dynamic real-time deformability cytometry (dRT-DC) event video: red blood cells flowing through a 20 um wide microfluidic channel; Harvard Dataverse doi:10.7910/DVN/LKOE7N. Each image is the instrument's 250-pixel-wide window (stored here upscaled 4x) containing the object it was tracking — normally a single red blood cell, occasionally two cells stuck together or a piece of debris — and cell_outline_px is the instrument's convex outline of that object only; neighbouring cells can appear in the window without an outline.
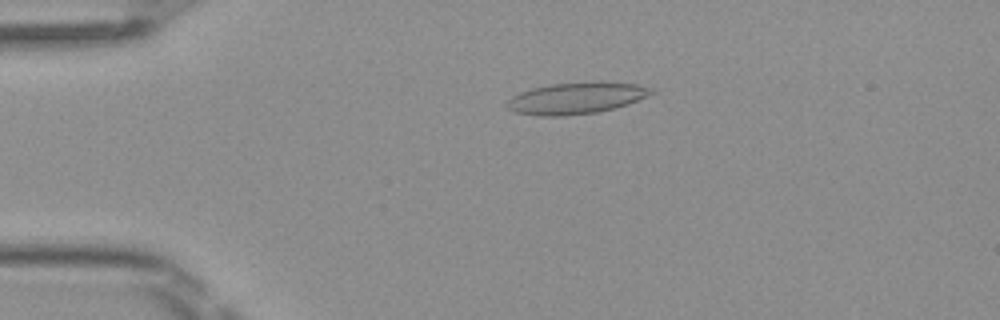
{"species": "Egyptian fruit bat (a non-hibernating species)", "species_latin": "Rousettus aegyptiacus", "temperature_condition": "room temperature", "stored_images_in_passage": 50, "camera_frame_rate_fps": 3000, "um_per_image_px": 0.085, "frame": {"image": 1, "passage_image": 11, "time_ms": 3.333, "image_size_px": [1000, 320], "cell_outline_px": [[656, 92], [628, 104], [596, 112], [560, 116], [536, 116], [516, 112], [508, 108], [504, 104], [512, 96], [520, 92], [532, 88], [552, 84], [636, 84], [652, 88]], "centroid_in_image_um": [48.9, 8.38], "position_along_channel_um": 36.1, "area_um2": 25.49}}
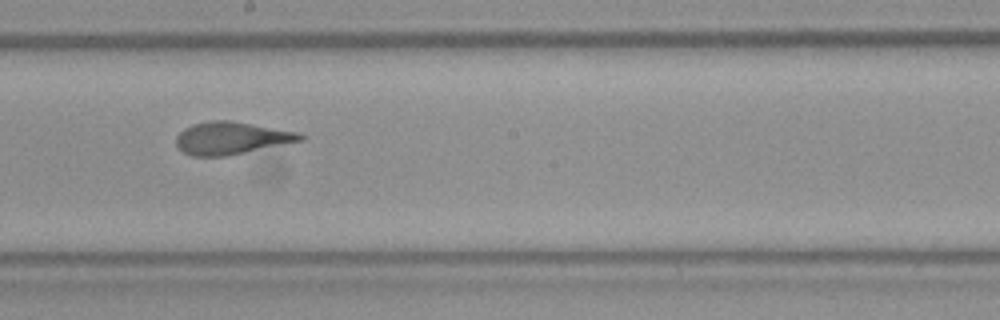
{"frame": {"image": 2, "passage_image": 28, "time_ms": 9.0, "image_size_px": [1000, 320], "cell_outline_px": [[308, 136], [304, 140], [228, 156], [192, 156], [184, 152], [176, 144], [176, 136], [184, 128], [192, 124], [212, 120], [228, 120], [300, 132]], "centroid_in_image_um": [19.7, 11.74], "position_along_channel_um": 228.5, "area_um2": 23.58}}
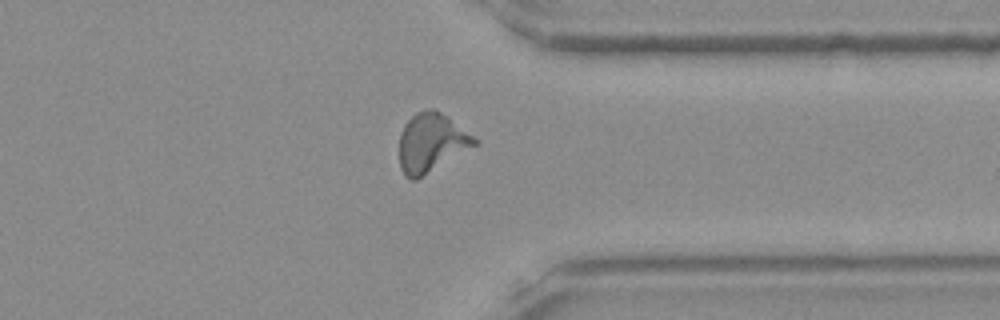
{"frame": {"image": 3, "passage_image": 39, "time_ms": 12.667, "image_size_px": [1000, 320], "cell_outline_px": [[480, 144], [416, 180], [412, 180], [404, 176], [400, 168], [400, 132], [404, 124], [416, 112], [428, 108], [432, 108], [448, 116], [480, 140]], "centroid_in_image_um": [36.7, 12.13], "position_along_channel_um": 374.7, "area_um2": 26.24}, "authors_computed_cell_mechanics": {"area_um2": 24.1604, "velocity_mm_per_s": 4.0743, "shape_relaxation_time_tau1_ms": 7.1046, "shape_relaxation_time_tau2_ms": 1.1892, "deformation_change_tau1": 0.2305, "deformation_change_tau2": 0.0794}}